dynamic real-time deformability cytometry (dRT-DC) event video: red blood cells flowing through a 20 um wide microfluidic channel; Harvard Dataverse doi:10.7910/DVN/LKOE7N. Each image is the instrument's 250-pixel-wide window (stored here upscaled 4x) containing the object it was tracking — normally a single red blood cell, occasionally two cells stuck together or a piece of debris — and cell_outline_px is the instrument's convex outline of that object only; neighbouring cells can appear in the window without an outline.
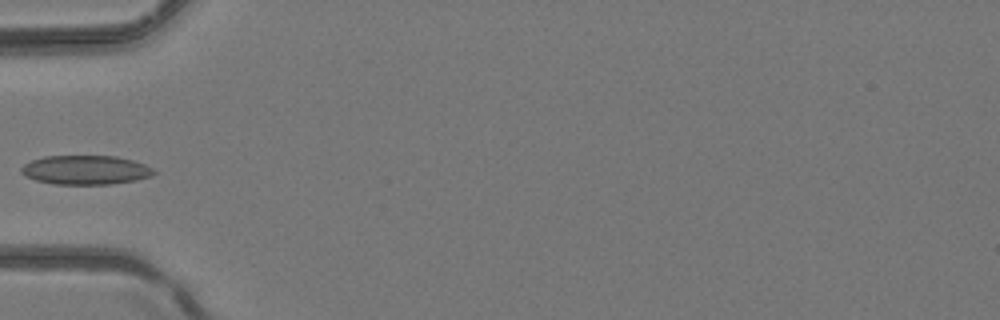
{"species": "common noctule bat (a hibernating species)", "species_latin": "Nyctalus noctula", "temperature_condition": "room temperature", "stored_images_in_passage": 4, "camera_frame_rate_fps": 3000, "um_per_image_px": 0.085, "animal": {"sex": "female", "body_mass_g": 24.6, "forearm_length_mm": 56.2}, "frame": {"image": 1, "passage_image": 4, "time_ms": 1.0, "image_size_px": [1000, 320], "cell_outline_px": [[156, 172], [152, 176], [136, 180], [112, 184], [52, 184], [36, 180], [24, 176], [20, 172], [20, 168], [24, 164], [32, 160], [44, 156], [116, 156], [132, 160], [144, 164], [152, 168]], "centroid_in_image_um": [7.26, 14.45], "position_along_channel_um": 77.7, "area_um2": 22.6}}